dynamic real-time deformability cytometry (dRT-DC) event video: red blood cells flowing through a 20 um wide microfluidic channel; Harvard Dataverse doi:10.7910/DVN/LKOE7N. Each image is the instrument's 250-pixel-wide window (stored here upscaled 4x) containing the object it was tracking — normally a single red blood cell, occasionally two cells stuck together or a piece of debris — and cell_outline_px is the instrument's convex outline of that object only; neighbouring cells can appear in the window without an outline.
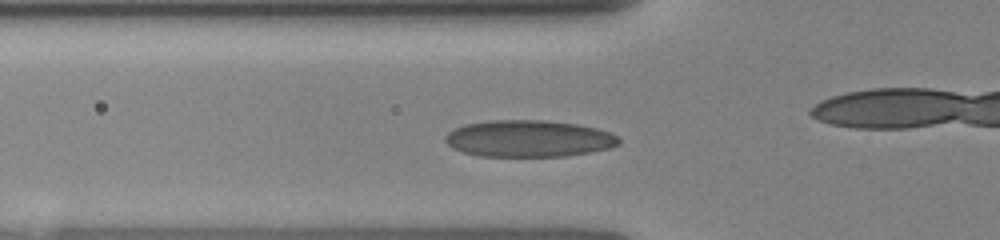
{"species": "human", "species_latin": "Homo sapiens", "temperature_condition": "room temperature", "stored_images_in_passage": 7, "camera_frame_rate_fps": 3000, "um_per_image_px": 0.085, "donor": {"sex": "female"}, "frame": {"image": 1, "passage_image": 6, "time_ms": 3.0, "image_size_px": [1000, 240], "cell_outline_px": [[620, 144], [612, 148], [564, 156], [480, 156], [464, 152], [452, 148], [444, 140], [444, 136], [448, 132], [464, 124], [488, 120], [544, 120], [576, 124], [596, 128], [608, 132], [616, 136], [620, 140]], "centroid_in_image_um": [44.92, 11.78], "position_along_channel_um": 80.9, "area_um2": 37.17}}